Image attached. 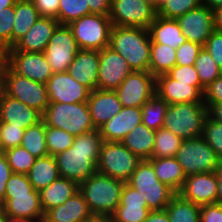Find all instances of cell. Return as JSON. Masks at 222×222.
Returning <instances> with one entry per match:
<instances>
[{"label": "cell", "mask_w": 222, "mask_h": 222, "mask_svg": "<svg viewBox=\"0 0 222 222\" xmlns=\"http://www.w3.org/2000/svg\"><path fill=\"white\" fill-rule=\"evenodd\" d=\"M183 139L168 129L161 127L156 131L151 158L175 157Z\"/></svg>", "instance_id": "74e56055"}, {"label": "cell", "mask_w": 222, "mask_h": 222, "mask_svg": "<svg viewBox=\"0 0 222 222\" xmlns=\"http://www.w3.org/2000/svg\"><path fill=\"white\" fill-rule=\"evenodd\" d=\"M141 161L138 156L134 155L121 142L104 141L96 169L99 173L126 183Z\"/></svg>", "instance_id": "9c48e42d"}, {"label": "cell", "mask_w": 222, "mask_h": 222, "mask_svg": "<svg viewBox=\"0 0 222 222\" xmlns=\"http://www.w3.org/2000/svg\"><path fill=\"white\" fill-rule=\"evenodd\" d=\"M203 101L205 104L222 103V75L205 87Z\"/></svg>", "instance_id": "816d5d0a"}, {"label": "cell", "mask_w": 222, "mask_h": 222, "mask_svg": "<svg viewBox=\"0 0 222 222\" xmlns=\"http://www.w3.org/2000/svg\"><path fill=\"white\" fill-rule=\"evenodd\" d=\"M150 212L140 192L125 183L120 204L111 217L113 222H144Z\"/></svg>", "instance_id": "cb8c5ba5"}, {"label": "cell", "mask_w": 222, "mask_h": 222, "mask_svg": "<svg viewBox=\"0 0 222 222\" xmlns=\"http://www.w3.org/2000/svg\"><path fill=\"white\" fill-rule=\"evenodd\" d=\"M151 37L148 29L113 26L109 47L118 52L133 71H148L150 67Z\"/></svg>", "instance_id": "7a4b0ae2"}, {"label": "cell", "mask_w": 222, "mask_h": 222, "mask_svg": "<svg viewBox=\"0 0 222 222\" xmlns=\"http://www.w3.org/2000/svg\"><path fill=\"white\" fill-rule=\"evenodd\" d=\"M49 103H84L91 90L72 78L67 72L53 73L46 83Z\"/></svg>", "instance_id": "e0dca14e"}, {"label": "cell", "mask_w": 222, "mask_h": 222, "mask_svg": "<svg viewBox=\"0 0 222 222\" xmlns=\"http://www.w3.org/2000/svg\"><path fill=\"white\" fill-rule=\"evenodd\" d=\"M27 176L36 191L46 188L60 177L55 156L47 155L36 158Z\"/></svg>", "instance_id": "1f68e13d"}, {"label": "cell", "mask_w": 222, "mask_h": 222, "mask_svg": "<svg viewBox=\"0 0 222 222\" xmlns=\"http://www.w3.org/2000/svg\"><path fill=\"white\" fill-rule=\"evenodd\" d=\"M39 192L34 189L27 174L12 173L6 184V193Z\"/></svg>", "instance_id": "681fc988"}, {"label": "cell", "mask_w": 222, "mask_h": 222, "mask_svg": "<svg viewBox=\"0 0 222 222\" xmlns=\"http://www.w3.org/2000/svg\"><path fill=\"white\" fill-rule=\"evenodd\" d=\"M222 70V32L214 30L203 46Z\"/></svg>", "instance_id": "f907efd6"}, {"label": "cell", "mask_w": 222, "mask_h": 222, "mask_svg": "<svg viewBox=\"0 0 222 222\" xmlns=\"http://www.w3.org/2000/svg\"><path fill=\"white\" fill-rule=\"evenodd\" d=\"M3 212L8 220L43 221L39 192L5 193Z\"/></svg>", "instance_id": "2e32d148"}, {"label": "cell", "mask_w": 222, "mask_h": 222, "mask_svg": "<svg viewBox=\"0 0 222 222\" xmlns=\"http://www.w3.org/2000/svg\"><path fill=\"white\" fill-rule=\"evenodd\" d=\"M126 183L140 192L151 211L165 210L177 194L168 185L158 180L153 165L148 160H142L138 164Z\"/></svg>", "instance_id": "8992f818"}, {"label": "cell", "mask_w": 222, "mask_h": 222, "mask_svg": "<svg viewBox=\"0 0 222 222\" xmlns=\"http://www.w3.org/2000/svg\"><path fill=\"white\" fill-rule=\"evenodd\" d=\"M141 117V107H123L98 130L104 141L121 142L128 133L142 123Z\"/></svg>", "instance_id": "44dd1931"}, {"label": "cell", "mask_w": 222, "mask_h": 222, "mask_svg": "<svg viewBox=\"0 0 222 222\" xmlns=\"http://www.w3.org/2000/svg\"><path fill=\"white\" fill-rule=\"evenodd\" d=\"M157 11L143 0H112L109 18L113 26L148 29Z\"/></svg>", "instance_id": "7c38bea8"}, {"label": "cell", "mask_w": 222, "mask_h": 222, "mask_svg": "<svg viewBox=\"0 0 222 222\" xmlns=\"http://www.w3.org/2000/svg\"><path fill=\"white\" fill-rule=\"evenodd\" d=\"M200 222H222V205L217 203L201 205Z\"/></svg>", "instance_id": "db71d44e"}, {"label": "cell", "mask_w": 222, "mask_h": 222, "mask_svg": "<svg viewBox=\"0 0 222 222\" xmlns=\"http://www.w3.org/2000/svg\"><path fill=\"white\" fill-rule=\"evenodd\" d=\"M205 105L208 108V116L214 121L222 123V103Z\"/></svg>", "instance_id": "680465c9"}, {"label": "cell", "mask_w": 222, "mask_h": 222, "mask_svg": "<svg viewBox=\"0 0 222 222\" xmlns=\"http://www.w3.org/2000/svg\"><path fill=\"white\" fill-rule=\"evenodd\" d=\"M175 158L186 176L213 172L221 160L202 136L183 140Z\"/></svg>", "instance_id": "30bf717a"}, {"label": "cell", "mask_w": 222, "mask_h": 222, "mask_svg": "<svg viewBox=\"0 0 222 222\" xmlns=\"http://www.w3.org/2000/svg\"><path fill=\"white\" fill-rule=\"evenodd\" d=\"M125 182L96 171L79 184L93 216L111 217L120 204Z\"/></svg>", "instance_id": "3957f363"}, {"label": "cell", "mask_w": 222, "mask_h": 222, "mask_svg": "<svg viewBox=\"0 0 222 222\" xmlns=\"http://www.w3.org/2000/svg\"><path fill=\"white\" fill-rule=\"evenodd\" d=\"M132 72L128 62L109 46L99 51L97 89L116 90Z\"/></svg>", "instance_id": "9a60e30c"}, {"label": "cell", "mask_w": 222, "mask_h": 222, "mask_svg": "<svg viewBox=\"0 0 222 222\" xmlns=\"http://www.w3.org/2000/svg\"><path fill=\"white\" fill-rule=\"evenodd\" d=\"M202 48L203 46L201 44L186 40L185 43L176 49V65H194Z\"/></svg>", "instance_id": "7dc6e473"}, {"label": "cell", "mask_w": 222, "mask_h": 222, "mask_svg": "<svg viewBox=\"0 0 222 222\" xmlns=\"http://www.w3.org/2000/svg\"><path fill=\"white\" fill-rule=\"evenodd\" d=\"M201 5L202 0H162L157 15L163 18L177 19Z\"/></svg>", "instance_id": "b9f144b4"}, {"label": "cell", "mask_w": 222, "mask_h": 222, "mask_svg": "<svg viewBox=\"0 0 222 222\" xmlns=\"http://www.w3.org/2000/svg\"><path fill=\"white\" fill-rule=\"evenodd\" d=\"M6 65L18 75L44 84L53 74L44 52L7 51Z\"/></svg>", "instance_id": "5bb4252c"}, {"label": "cell", "mask_w": 222, "mask_h": 222, "mask_svg": "<svg viewBox=\"0 0 222 222\" xmlns=\"http://www.w3.org/2000/svg\"><path fill=\"white\" fill-rule=\"evenodd\" d=\"M214 172L216 174L218 184L216 203L222 205V159L220 160V163L218 164Z\"/></svg>", "instance_id": "91938a15"}, {"label": "cell", "mask_w": 222, "mask_h": 222, "mask_svg": "<svg viewBox=\"0 0 222 222\" xmlns=\"http://www.w3.org/2000/svg\"><path fill=\"white\" fill-rule=\"evenodd\" d=\"M91 120L96 129L109 121L122 108L115 90L95 89L87 100Z\"/></svg>", "instance_id": "d4e9b609"}, {"label": "cell", "mask_w": 222, "mask_h": 222, "mask_svg": "<svg viewBox=\"0 0 222 222\" xmlns=\"http://www.w3.org/2000/svg\"><path fill=\"white\" fill-rule=\"evenodd\" d=\"M215 172L197 173L186 176L184 185L178 194L185 200L198 205L214 204L217 196Z\"/></svg>", "instance_id": "d6986e66"}, {"label": "cell", "mask_w": 222, "mask_h": 222, "mask_svg": "<svg viewBox=\"0 0 222 222\" xmlns=\"http://www.w3.org/2000/svg\"><path fill=\"white\" fill-rule=\"evenodd\" d=\"M12 170L8 164V160L5 155L0 156V205L4 204V196L6 193V184L12 175Z\"/></svg>", "instance_id": "11a10c76"}, {"label": "cell", "mask_w": 222, "mask_h": 222, "mask_svg": "<svg viewBox=\"0 0 222 222\" xmlns=\"http://www.w3.org/2000/svg\"><path fill=\"white\" fill-rule=\"evenodd\" d=\"M148 30L152 43L166 44L174 49H177L187 40L176 19L156 15Z\"/></svg>", "instance_id": "83f0119b"}, {"label": "cell", "mask_w": 222, "mask_h": 222, "mask_svg": "<svg viewBox=\"0 0 222 222\" xmlns=\"http://www.w3.org/2000/svg\"><path fill=\"white\" fill-rule=\"evenodd\" d=\"M202 5L207 6L211 10L222 6V0H202Z\"/></svg>", "instance_id": "6125c7cd"}, {"label": "cell", "mask_w": 222, "mask_h": 222, "mask_svg": "<svg viewBox=\"0 0 222 222\" xmlns=\"http://www.w3.org/2000/svg\"><path fill=\"white\" fill-rule=\"evenodd\" d=\"M78 191L79 184L77 182L64 177H58L46 188L39 191L44 213L58 205H62Z\"/></svg>", "instance_id": "f1b7e54d"}, {"label": "cell", "mask_w": 222, "mask_h": 222, "mask_svg": "<svg viewBox=\"0 0 222 222\" xmlns=\"http://www.w3.org/2000/svg\"><path fill=\"white\" fill-rule=\"evenodd\" d=\"M0 57H7V48L0 43Z\"/></svg>", "instance_id": "a7ac6f4b"}, {"label": "cell", "mask_w": 222, "mask_h": 222, "mask_svg": "<svg viewBox=\"0 0 222 222\" xmlns=\"http://www.w3.org/2000/svg\"><path fill=\"white\" fill-rule=\"evenodd\" d=\"M155 92L169 105L174 103L204 102L203 93L196 86L174 80L168 74L156 77Z\"/></svg>", "instance_id": "ffe728a7"}, {"label": "cell", "mask_w": 222, "mask_h": 222, "mask_svg": "<svg viewBox=\"0 0 222 222\" xmlns=\"http://www.w3.org/2000/svg\"><path fill=\"white\" fill-rule=\"evenodd\" d=\"M167 74L174 80H178L183 83H190V85L196 86L202 93L204 92L205 88L199 81V77L194 65H175Z\"/></svg>", "instance_id": "c3c4849f"}, {"label": "cell", "mask_w": 222, "mask_h": 222, "mask_svg": "<svg viewBox=\"0 0 222 222\" xmlns=\"http://www.w3.org/2000/svg\"><path fill=\"white\" fill-rule=\"evenodd\" d=\"M75 136L60 128L46 126L45 141L49 155L56 156L73 145Z\"/></svg>", "instance_id": "ab89813d"}, {"label": "cell", "mask_w": 222, "mask_h": 222, "mask_svg": "<svg viewBox=\"0 0 222 222\" xmlns=\"http://www.w3.org/2000/svg\"><path fill=\"white\" fill-rule=\"evenodd\" d=\"M4 153H5V150L3 149L2 144L0 142V156H3Z\"/></svg>", "instance_id": "8c879c8a"}, {"label": "cell", "mask_w": 222, "mask_h": 222, "mask_svg": "<svg viewBox=\"0 0 222 222\" xmlns=\"http://www.w3.org/2000/svg\"><path fill=\"white\" fill-rule=\"evenodd\" d=\"M59 22L55 18L40 17L31 29L7 51L44 52Z\"/></svg>", "instance_id": "7402d4cb"}, {"label": "cell", "mask_w": 222, "mask_h": 222, "mask_svg": "<svg viewBox=\"0 0 222 222\" xmlns=\"http://www.w3.org/2000/svg\"><path fill=\"white\" fill-rule=\"evenodd\" d=\"M215 29L222 32V6L213 10Z\"/></svg>", "instance_id": "94428289"}, {"label": "cell", "mask_w": 222, "mask_h": 222, "mask_svg": "<svg viewBox=\"0 0 222 222\" xmlns=\"http://www.w3.org/2000/svg\"><path fill=\"white\" fill-rule=\"evenodd\" d=\"M202 137L222 159V123L207 116L203 125Z\"/></svg>", "instance_id": "ee69618b"}, {"label": "cell", "mask_w": 222, "mask_h": 222, "mask_svg": "<svg viewBox=\"0 0 222 222\" xmlns=\"http://www.w3.org/2000/svg\"><path fill=\"white\" fill-rule=\"evenodd\" d=\"M93 217L80 191L62 205L48 210L43 222H88Z\"/></svg>", "instance_id": "4316f807"}, {"label": "cell", "mask_w": 222, "mask_h": 222, "mask_svg": "<svg viewBox=\"0 0 222 222\" xmlns=\"http://www.w3.org/2000/svg\"><path fill=\"white\" fill-rule=\"evenodd\" d=\"M46 125L43 120L36 125L29 126L23 135L20 146L29 151L36 158L49 155L45 141Z\"/></svg>", "instance_id": "d590c367"}, {"label": "cell", "mask_w": 222, "mask_h": 222, "mask_svg": "<svg viewBox=\"0 0 222 222\" xmlns=\"http://www.w3.org/2000/svg\"><path fill=\"white\" fill-rule=\"evenodd\" d=\"M15 16L14 6L0 11V43L7 49L12 47V30Z\"/></svg>", "instance_id": "bcb514c9"}, {"label": "cell", "mask_w": 222, "mask_h": 222, "mask_svg": "<svg viewBox=\"0 0 222 222\" xmlns=\"http://www.w3.org/2000/svg\"><path fill=\"white\" fill-rule=\"evenodd\" d=\"M6 66V57H0V84H3V73Z\"/></svg>", "instance_id": "03108f58"}, {"label": "cell", "mask_w": 222, "mask_h": 222, "mask_svg": "<svg viewBox=\"0 0 222 222\" xmlns=\"http://www.w3.org/2000/svg\"><path fill=\"white\" fill-rule=\"evenodd\" d=\"M73 32L68 25H58L44 50L53 73L65 72L79 51Z\"/></svg>", "instance_id": "8fae6325"}, {"label": "cell", "mask_w": 222, "mask_h": 222, "mask_svg": "<svg viewBox=\"0 0 222 222\" xmlns=\"http://www.w3.org/2000/svg\"><path fill=\"white\" fill-rule=\"evenodd\" d=\"M169 104L155 94L141 107L142 123L149 129L157 131L164 125V118Z\"/></svg>", "instance_id": "8d00e7d4"}, {"label": "cell", "mask_w": 222, "mask_h": 222, "mask_svg": "<svg viewBox=\"0 0 222 222\" xmlns=\"http://www.w3.org/2000/svg\"><path fill=\"white\" fill-rule=\"evenodd\" d=\"M8 222H43V221H31V220H8Z\"/></svg>", "instance_id": "2644e50d"}, {"label": "cell", "mask_w": 222, "mask_h": 222, "mask_svg": "<svg viewBox=\"0 0 222 222\" xmlns=\"http://www.w3.org/2000/svg\"><path fill=\"white\" fill-rule=\"evenodd\" d=\"M41 17H51L58 20L60 0H31Z\"/></svg>", "instance_id": "f5cc1de1"}, {"label": "cell", "mask_w": 222, "mask_h": 222, "mask_svg": "<svg viewBox=\"0 0 222 222\" xmlns=\"http://www.w3.org/2000/svg\"><path fill=\"white\" fill-rule=\"evenodd\" d=\"M88 222H113L112 217L93 216Z\"/></svg>", "instance_id": "be15d7a7"}, {"label": "cell", "mask_w": 222, "mask_h": 222, "mask_svg": "<svg viewBox=\"0 0 222 222\" xmlns=\"http://www.w3.org/2000/svg\"><path fill=\"white\" fill-rule=\"evenodd\" d=\"M112 0H86V5L89 6L90 14L110 15Z\"/></svg>", "instance_id": "9f6ffc18"}, {"label": "cell", "mask_w": 222, "mask_h": 222, "mask_svg": "<svg viewBox=\"0 0 222 222\" xmlns=\"http://www.w3.org/2000/svg\"><path fill=\"white\" fill-rule=\"evenodd\" d=\"M143 1L152 6L156 11L158 10L162 2V0H143Z\"/></svg>", "instance_id": "003e7915"}, {"label": "cell", "mask_w": 222, "mask_h": 222, "mask_svg": "<svg viewBox=\"0 0 222 222\" xmlns=\"http://www.w3.org/2000/svg\"><path fill=\"white\" fill-rule=\"evenodd\" d=\"M12 30V46L23 37L41 17L31 0H17Z\"/></svg>", "instance_id": "d6a6232c"}, {"label": "cell", "mask_w": 222, "mask_h": 222, "mask_svg": "<svg viewBox=\"0 0 222 222\" xmlns=\"http://www.w3.org/2000/svg\"><path fill=\"white\" fill-rule=\"evenodd\" d=\"M103 142L98 129L77 135L70 148L55 156L60 177L80 184L93 175Z\"/></svg>", "instance_id": "6da1fadb"}, {"label": "cell", "mask_w": 222, "mask_h": 222, "mask_svg": "<svg viewBox=\"0 0 222 222\" xmlns=\"http://www.w3.org/2000/svg\"><path fill=\"white\" fill-rule=\"evenodd\" d=\"M79 49L100 51L109 46L113 27L109 16L88 14L68 25Z\"/></svg>", "instance_id": "ba28073f"}, {"label": "cell", "mask_w": 222, "mask_h": 222, "mask_svg": "<svg viewBox=\"0 0 222 222\" xmlns=\"http://www.w3.org/2000/svg\"><path fill=\"white\" fill-rule=\"evenodd\" d=\"M46 126L60 128L73 136L95 130L87 102H51L42 114Z\"/></svg>", "instance_id": "5b68a950"}, {"label": "cell", "mask_w": 222, "mask_h": 222, "mask_svg": "<svg viewBox=\"0 0 222 222\" xmlns=\"http://www.w3.org/2000/svg\"><path fill=\"white\" fill-rule=\"evenodd\" d=\"M67 72L91 91L97 89L99 51L80 49L69 65Z\"/></svg>", "instance_id": "484cf974"}, {"label": "cell", "mask_w": 222, "mask_h": 222, "mask_svg": "<svg viewBox=\"0 0 222 222\" xmlns=\"http://www.w3.org/2000/svg\"><path fill=\"white\" fill-rule=\"evenodd\" d=\"M155 135V130L141 123L128 133L121 143L141 160H149L152 157Z\"/></svg>", "instance_id": "f546056e"}, {"label": "cell", "mask_w": 222, "mask_h": 222, "mask_svg": "<svg viewBox=\"0 0 222 222\" xmlns=\"http://www.w3.org/2000/svg\"><path fill=\"white\" fill-rule=\"evenodd\" d=\"M148 161L153 165L160 182L168 185L176 193L181 190L186 175L175 157L151 158Z\"/></svg>", "instance_id": "4dcf8cb0"}, {"label": "cell", "mask_w": 222, "mask_h": 222, "mask_svg": "<svg viewBox=\"0 0 222 222\" xmlns=\"http://www.w3.org/2000/svg\"><path fill=\"white\" fill-rule=\"evenodd\" d=\"M200 209V205L183 199L178 193L165 208L171 222H200Z\"/></svg>", "instance_id": "e575fe53"}, {"label": "cell", "mask_w": 222, "mask_h": 222, "mask_svg": "<svg viewBox=\"0 0 222 222\" xmlns=\"http://www.w3.org/2000/svg\"><path fill=\"white\" fill-rule=\"evenodd\" d=\"M176 65V49L166 44L151 43L149 72L156 78Z\"/></svg>", "instance_id": "836d02e7"}, {"label": "cell", "mask_w": 222, "mask_h": 222, "mask_svg": "<svg viewBox=\"0 0 222 222\" xmlns=\"http://www.w3.org/2000/svg\"><path fill=\"white\" fill-rule=\"evenodd\" d=\"M156 78L148 71H133L115 90L123 107H142L155 94Z\"/></svg>", "instance_id": "4fadbf2b"}, {"label": "cell", "mask_w": 222, "mask_h": 222, "mask_svg": "<svg viewBox=\"0 0 222 222\" xmlns=\"http://www.w3.org/2000/svg\"><path fill=\"white\" fill-rule=\"evenodd\" d=\"M2 91L41 114L49 106V95L46 84L33 81L13 72L7 65L3 73Z\"/></svg>", "instance_id": "52a82bcc"}, {"label": "cell", "mask_w": 222, "mask_h": 222, "mask_svg": "<svg viewBox=\"0 0 222 222\" xmlns=\"http://www.w3.org/2000/svg\"><path fill=\"white\" fill-rule=\"evenodd\" d=\"M25 129L0 121V142L4 150L20 146Z\"/></svg>", "instance_id": "f6af8a7d"}, {"label": "cell", "mask_w": 222, "mask_h": 222, "mask_svg": "<svg viewBox=\"0 0 222 222\" xmlns=\"http://www.w3.org/2000/svg\"><path fill=\"white\" fill-rule=\"evenodd\" d=\"M194 67L198 74L199 81L204 88L222 75V70L204 47L199 52Z\"/></svg>", "instance_id": "f35d334b"}, {"label": "cell", "mask_w": 222, "mask_h": 222, "mask_svg": "<svg viewBox=\"0 0 222 222\" xmlns=\"http://www.w3.org/2000/svg\"><path fill=\"white\" fill-rule=\"evenodd\" d=\"M176 20L186 39L202 46L205 45L208 37L215 30L213 10L204 5L190 10Z\"/></svg>", "instance_id": "ac0fdd59"}, {"label": "cell", "mask_w": 222, "mask_h": 222, "mask_svg": "<svg viewBox=\"0 0 222 222\" xmlns=\"http://www.w3.org/2000/svg\"><path fill=\"white\" fill-rule=\"evenodd\" d=\"M208 116L204 102L174 103L167 108L163 127L183 140L202 136Z\"/></svg>", "instance_id": "277c9868"}, {"label": "cell", "mask_w": 222, "mask_h": 222, "mask_svg": "<svg viewBox=\"0 0 222 222\" xmlns=\"http://www.w3.org/2000/svg\"><path fill=\"white\" fill-rule=\"evenodd\" d=\"M0 222H8V219L3 212V208L1 205H0Z\"/></svg>", "instance_id": "89a4df30"}, {"label": "cell", "mask_w": 222, "mask_h": 222, "mask_svg": "<svg viewBox=\"0 0 222 222\" xmlns=\"http://www.w3.org/2000/svg\"><path fill=\"white\" fill-rule=\"evenodd\" d=\"M42 120V114L17 99L0 92V121L27 129Z\"/></svg>", "instance_id": "603a6c76"}, {"label": "cell", "mask_w": 222, "mask_h": 222, "mask_svg": "<svg viewBox=\"0 0 222 222\" xmlns=\"http://www.w3.org/2000/svg\"><path fill=\"white\" fill-rule=\"evenodd\" d=\"M4 155L13 173L27 174L36 160V157L22 146L9 148Z\"/></svg>", "instance_id": "7bdbcfd3"}, {"label": "cell", "mask_w": 222, "mask_h": 222, "mask_svg": "<svg viewBox=\"0 0 222 222\" xmlns=\"http://www.w3.org/2000/svg\"><path fill=\"white\" fill-rule=\"evenodd\" d=\"M17 0H0V11L4 8L14 6Z\"/></svg>", "instance_id": "e7e4bbea"}, {"label": "cell", "mask_w": 222, "mask_h": 222, "mask_svg": "<svg viewBox=\"0 0 222 222\" xmlns=\"http://www.w3.org/2000/svg\"><path fill=\"white\" fill-rule=\"evenodd\" d=\"M144 222H171L166 210H153Z\"/></svg>", "instance_id": "6f0895ef"}, {"label": "cell", "mask_w": 222, "mask_h": 222, "mask_svg": "<svg viewBox=\"0 0 222 222\" xmlns=\"http://www.w3.org/2000/svg\"><path fill=\"white\" fill-rule=\"evenodd\" d=\"M90 14L86 0H60L58 22L60 25H69L72 21Z\"/></svg>", "instance_id": "60d3db41"}]
</instances>
